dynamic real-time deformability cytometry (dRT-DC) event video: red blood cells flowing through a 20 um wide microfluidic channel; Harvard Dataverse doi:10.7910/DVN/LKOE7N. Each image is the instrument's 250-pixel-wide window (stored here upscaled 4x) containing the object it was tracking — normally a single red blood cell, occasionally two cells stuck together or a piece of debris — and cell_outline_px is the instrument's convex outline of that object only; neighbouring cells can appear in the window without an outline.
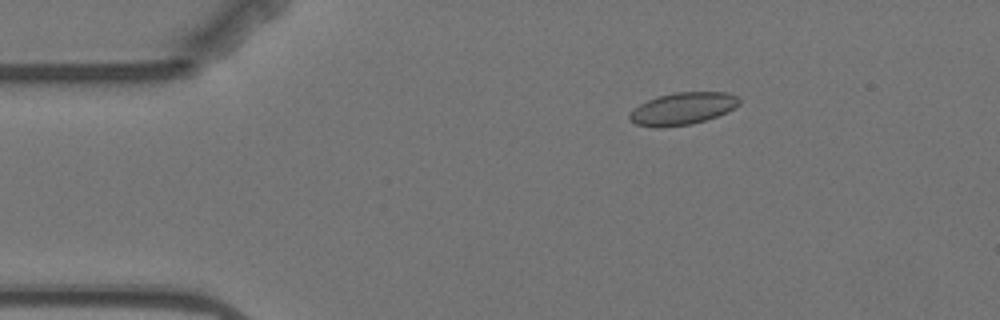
{"species": "Egyptian fruit bat (a non-hibernating species)", "species_latin": "Rousettus aegyptiacus", "temperature_condition": "warm", "stored_images_in_passage": 4, "camera_frame_rate_fps": 3000, "um_per_image_px": 0.085, "animal": {"sex": "female"}, "frame": {"image": 1, "passage_image": 2, "time_ms": 2.333, "image_size_px": [1000, 320], "cell_outline_px": [[740, 104], [716, 116], [692, 124], [660, 128], [656, 128], [636, 124], [628, 116], [640, 104], [656, 96], [676, 92], [728, 92], [736, 96], [740, 100]], "centroid_in_image_um": [58.02, 9.23], "position_along_channel_um": 27.0, "area_um2": 20.35}}
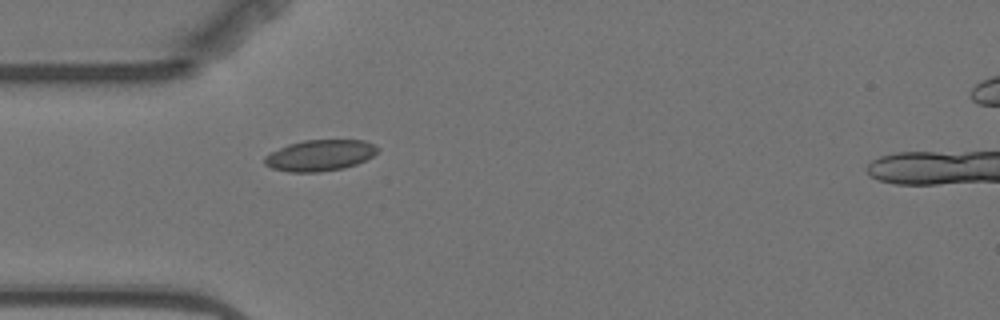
{"frame": {"image": 2, "passage_image": 4, "time_ms": 4.667, "image_size_px": [1000, 320], "cell_outline_px": [[380, 148], [372, 156], [356, 164], [344, 168], [320, 172], [288, 172], [272, 168], [264, 164], [264, 156], [288, 144], [304, 140], [364, 140]], "centroid_in_image_um": [27.18, 13.21], "position_along_channel_um": 57.8, "area_um2": 20.4}}